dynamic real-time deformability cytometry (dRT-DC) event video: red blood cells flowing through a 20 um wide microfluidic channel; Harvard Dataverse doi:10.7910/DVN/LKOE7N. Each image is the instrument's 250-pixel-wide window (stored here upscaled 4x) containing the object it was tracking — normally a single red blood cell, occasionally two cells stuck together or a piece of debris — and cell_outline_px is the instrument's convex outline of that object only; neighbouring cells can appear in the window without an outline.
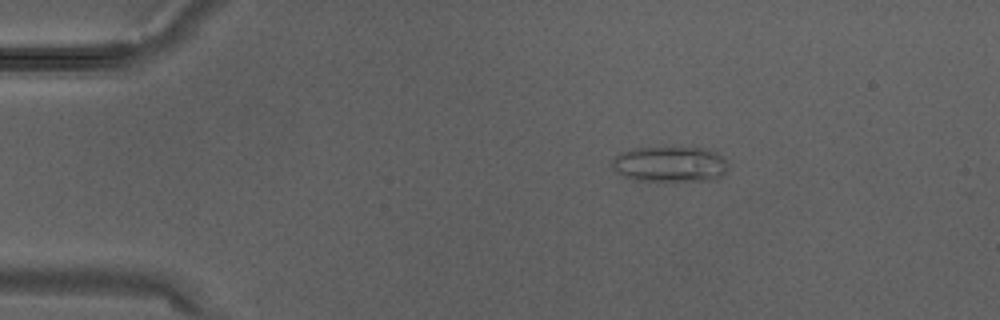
{"species": "Egyptian fruit bat (a non-hibernating species)", "species_latin": "Rousettus aegyptiacus", "temperature_condition": "warm", "stored_images_in_passage": 3, "camera_frame_rate_fps": 3000, "um_per_image_px": 0.085, "animal": {"sex": "male"}, "frame": {"image": 1, "passage_image": 1, "time_ms": 0.0, "image_size_px": [1000, 320], "cell_outline_px": [[728, 172], [716, 180], [632, 180], [616, 172], [612, 168], [612, 160], [620, 152], [632, 148], [704, 148], [716, 152], [728, 164]], "centroid_in_image_um": [56.95, 13.96], "position_along_channel_um": 28.1, "area_um2": 24.04}}